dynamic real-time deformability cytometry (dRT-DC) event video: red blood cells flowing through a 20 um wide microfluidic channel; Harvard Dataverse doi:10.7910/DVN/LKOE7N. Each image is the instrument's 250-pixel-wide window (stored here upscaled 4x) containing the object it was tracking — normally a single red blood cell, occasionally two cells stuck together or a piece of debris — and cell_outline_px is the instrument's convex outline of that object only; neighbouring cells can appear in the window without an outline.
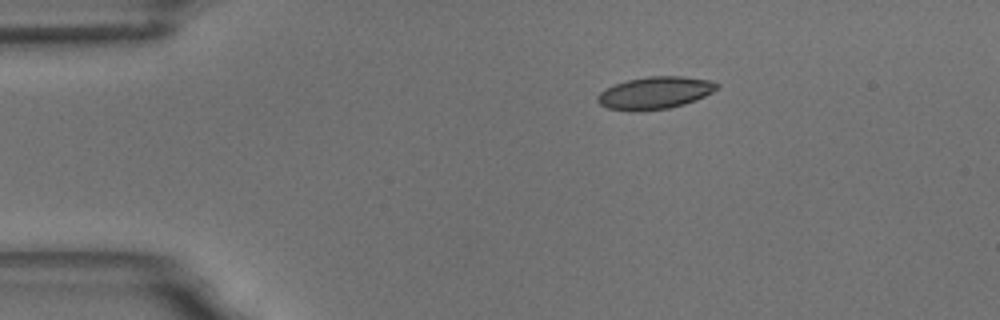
{"species": "common noctule bat (a hibernating species)", "species_latin": "Nyctalus noctula", "temperature_condition": "room temperature", "stored_images_in_passage": 48, "camera_frame_rate_fps": 3000, "um_per_image_px": 0.085, "animal": {"sex": "male", "body_mass_g": 18.8}, "frame": {"image": 1, "passage_image": 1, "time_ms": 0.0, "image_size_px": [1000, 320], "cell_outline_px": [[720, 88], [696, 100], [684, 104], [668, 108], [636, 112], [608, 108], [600, 104], [596, 100], [596, 96], [600, 92], [616, 84], [628, 80], [648, 76], [680, 76], [708, 80], [720, 84]], "centroid_in_image_um": [55.68, 7.9], "position_along_channel_um": 29.3, "area_um2": 22.43}}
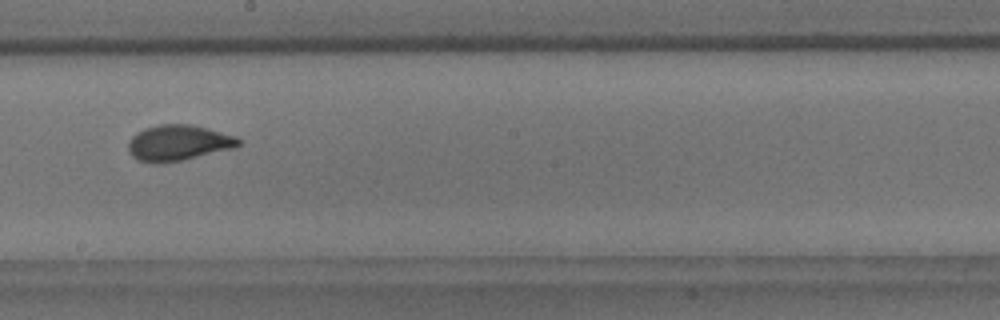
{"frame": {"image": 2, "passage_image": 23, "time_ms": 7.333, "image_size_px": [1000, 320], "cell_outline_px": [[240, 144], [236, 148], [180, 160], [156, 164], [136, 160], [128, 152], [128, 140], [136, 132], [144, 128], [156, 124], [188, 124], [208, 128], [236, 136], [240, 140]], "centroid_in_image_um": [15.12, 12.14], "position_along_channel_um": 233.1, "area_um2": 23.18}}
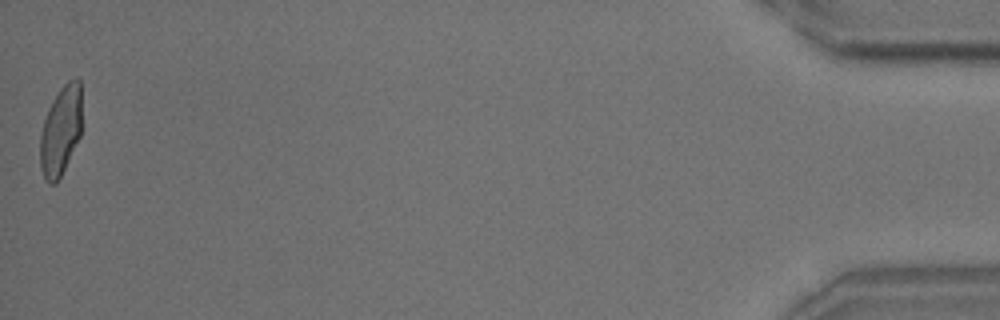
{"frame": {"image": 3, "passage_image": 48, "time_ms": 15.667, "image_size_px": [1000, 320], "cell_outline_px": [[84, 128], [56, 184], [48, 184], [44, 180], [40, 168], [40, 136], [44, 120], [48, 108], [52, 100], [60, 88], [68, 80], [76, 76], [80, 80]], "centroid_in_image_um": [5.2, 11.06], "position_along_channel_um": 430.0, "area_um2": 22.43}, "authors_computed_cell_mechanics": {"area_um2": 22.3975, "velocity_mm_per_s": 3.5073, "shape_relaxation_time_tau1_ms": 4.5272, "shape_relaxation_time_tau2_ms": 0.6581, "deformation_change_tau1": 0.1597, "deformation_change_tau2": 0.0594}}